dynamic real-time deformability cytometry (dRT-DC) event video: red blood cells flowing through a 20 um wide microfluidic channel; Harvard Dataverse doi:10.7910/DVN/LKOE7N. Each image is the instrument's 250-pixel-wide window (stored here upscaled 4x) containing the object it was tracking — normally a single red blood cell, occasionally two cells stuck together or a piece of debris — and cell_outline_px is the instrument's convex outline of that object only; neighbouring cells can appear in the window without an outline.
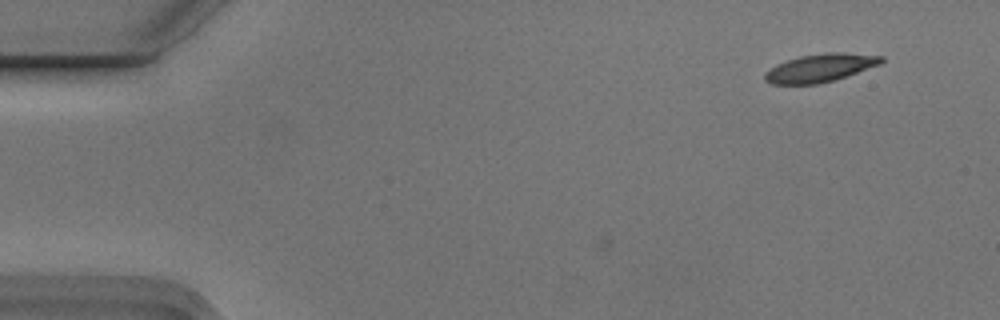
{"species": "Egyptian fruit bat (a non-hibernating species)", "species_latin": "Rousettus aegyptiacus", "temperature_condition": "cold", "stored_images_in_passage": 3, "camera_frame_rate_fps": 3000, "um_per_image_px": 0.085, "animal": {"sex": "male"}, "frame": {"image": 1, "passage_image": 3, "time_ms": 0.667, "image_size_px": [1000, 320], "cell_outline_px": [[884, 60], [880, 64], [832, 80], [816, 84], [772, 84], [764, 80], [764, 72], [776, 64], [800, 56], [824, 52], [844, 52], [884, 56]], "centroid_in_image_um": [69.68, 5.76], "position_along_channel_um": 15.3, "area_um2": 18.9}}